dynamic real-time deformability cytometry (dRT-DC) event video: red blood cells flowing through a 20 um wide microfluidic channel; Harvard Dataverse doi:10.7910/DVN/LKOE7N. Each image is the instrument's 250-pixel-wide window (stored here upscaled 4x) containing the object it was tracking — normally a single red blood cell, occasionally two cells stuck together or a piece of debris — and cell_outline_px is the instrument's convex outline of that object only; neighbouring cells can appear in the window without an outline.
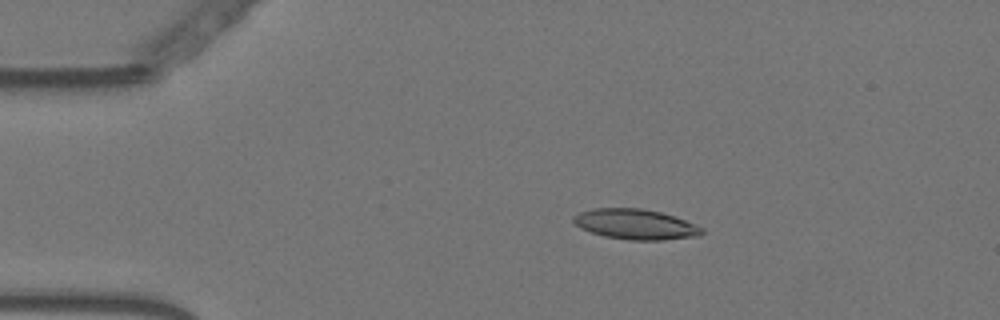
{"species": "Egyptian fruit bat (a non-hibernating species)", "species_latin": "Rousettus aegyptiacus", "temperature_condition": "warm", "stored_images_in_passage": 36, "camera_frame_rate_fps": 3000, "um_per_image_px": 0.085, "animal": {"sex": "female"}, "frame": {"image": 1, "passage_image": 11, "time_ms": 3.333, "image_size_px": [1000, 320], "cell_outline_px": [[704, 232], [700, 236], [664, 240], [628, 240], [604, 236], [580, 228], [572, 220], [572, 216], [580, 212], [592, 208], [644, 208], [660, 212], [696, 224], [704, 228]], "centroid_in_image_um": [54.03, 19.06], "position_along_channel_um": 31.0, "area_um2": 22.77}}
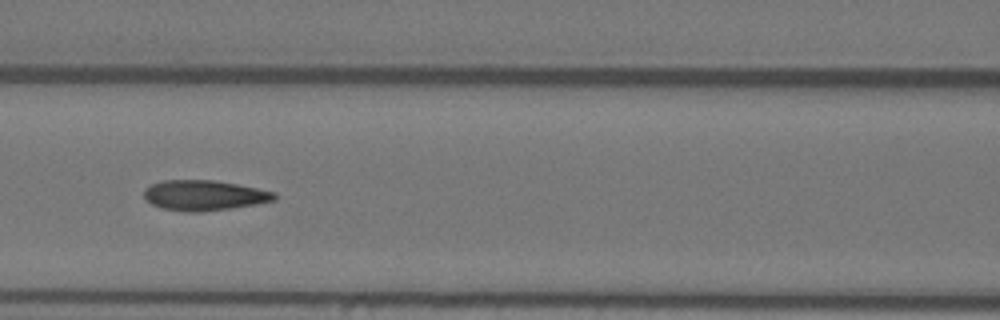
{"frame": {"image": 2, "passage_image": 25, "time_ms": 8.0, "image_size_px": [1000, 320], "cell_outline_px": [[276, 200], [256, 204], [200, 212], [188, 212], [160, 208], [144, 200], [144, 188], [152, 184], [164, 180], [212, 180], [236, 184], [276, 192]], "centroid_in_image_um": [17.32, 16.6], "position_along_channel_um": 149.3, "area_um2": 22.95}}
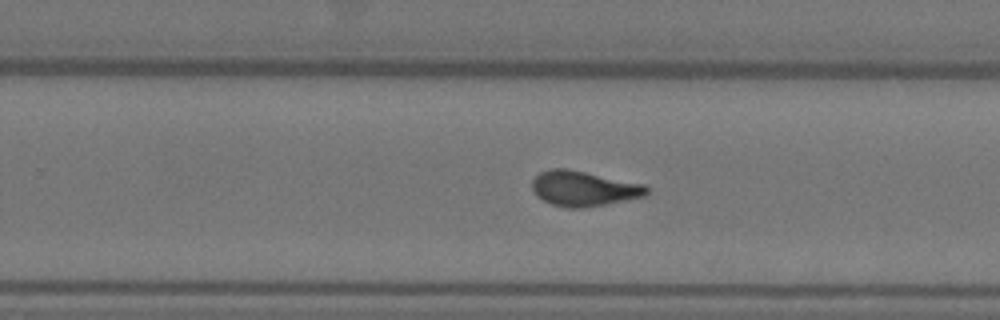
{"frame": {"image": 3, "passage_image": 36, "time_ms": 11.667, "image_size_px": [1000, 320], "cell_outline_px": [[648, 192], [644, 196], [584, 208], [564, 208], [552, 204], [536, 196], [532, 188], [532, 180], [540, 172], [552, 168], [568, 168], [644, 184], [648, 188]], "centroid_in_image_um": [49.58, 16.02], "position_along_channel_um": 280.2, "area_um2": 23.41}}